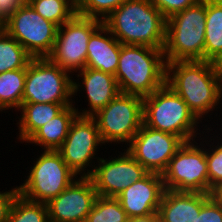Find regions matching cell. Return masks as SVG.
<instances>
[{
  "instance_id": "14",
  "label": "cell",
  "mask_w": 222,
  "mask_h": 222,
  "mask_svg": "<svg viewBox=\"0 0 222 222\" xmlns=\"http://www.w3.org/2000/svg\"><path fill=\"white\" fill-rule=\"evenodd\" d=\"M114 157H100L89 176L98 196L115 197L131 184L141 180L149 172L126 149ZM111 157V158H110Z\"/></svg>"
},
{
  "instance_id": "26",
  "label": "cell",
  "mask_w": 222,
  "mask_h": 222,
  "mask_svg": "<svg viewBox=\"0 0 222 222\" xmlns=\"http://www.w3.org/2000/svg\"><path fill=\"white\" fill-rule=\"evenodd\" d=\"M7 222H50L46 203L33 202L17 195Z\"/></svg>"
},
{
  "instance_id": "36",
  "label": "cell",
  "mask_w": 222,
  "mask_h": 222,
  "mask_svg": "<svg viewBox=\"0 0 222 222\" xmlns=\"http://www.w3.org/2000/svg\"><path fill=\"white\" fill-rule=\"evenodd\" d=\"M75 11L78 8L79 0H65Z\"/></svg>"
},
{
  "instance_id": "24",
  "label": "cell",
  "mask_w": 222,
  "mask_h": 222,
  "mask_svg": "<svg viewBox=\"0 0 222 222\" xmlns=\"http://www.w3.org/2000/svg\"><path fill=\"white\" fill-rule=\"evenodd\" d=\"M32 56L0 27V73L27 68Z\"/></svg>"
},
{
  "instance_id": "23",
  "label": "cell",
  "mask_w": 222,
  "mask_h": 222,
  "mask_svg": "<svg viewBox=\"0 0 222 222\" xmlns=\"http://www.w3.org/2000/svg\"><path fill=\"white\" fill-rule=\"evenodd\" d=\"M26 68L0 73V113L16 112L22 105ZM14 108V109H13ZM6 110V111H5Z\"/></svg>"
},
{
  "instance_id": "11",
  "label": "cell",
  "mask_w": 222,
  "mask_h": 222,
  "mask_svg": "<svg viewBox=\"0 0 222 222\" xmlns=\"http://www.w3.org/2000/svg\"><path fill=\"white\" fill-rule=\"evenodd\" d=\"M103 21L75 14L58 27L56 41L48 58L71 75L86 67L87 45L91 34Z\"/></svg>"
},
{
  "instance_id": "33",
  "label": "cell",
  "mask_w": 222,
  "mask_h": 222,
  "mask_svg": "<svg viewBox=\"0 0 222 222\" xmlns=\"http://www.w3.org/2000/svg\"><path fill=\"white\" fill-rule=\"evenodd\" d=\"M26 2L27 0H0V26Z\"/></svg>"
},
{
  "instance_id": "6",
  "label": "cell",
  "mask_w": 222,
  "mask_h": 222,
  "mask_svg": "<svg viewBox=\"0 0 222 222\" xmlns=\"http://www.w3.org/2000/svg\"><path fill=\"white\" fill-rule=\"evenodd\" d=\"M24 182L17 186L18 193L33 202L47 203L57 197L79 176L65 163L61 154L54 150H41Z\"/></svg>"
},
{
  "instance_id": "1",
  "label": "cell",
  "mask_w": 222,
  "mask_h": 222,
  "mask_svg": "<svg viewBox=\"0 0 222 222\" xmlns=\"http://www.w3.org/2000/svg\"><path fill=\"white\" fill-rule=\"evenodd\" d=\"M166 84L186 102L201 122L205 117L211 119L210 115H215L212 113L218 112V108L221 110L222 72L214 62L205 60L168 62Z\"/></svg>"
},
{
  "instance_id": "19",
  "label": "cell",
  "mask_w": 222,
  "mask_h": 222,
  "mask_svg": "<svg viewBox=\"0 0 222 222\" xmlns=\"http://www.w3.org/2000/svg\"><path fill=\"white\" fill-rule=\"evenodd\" d=\"M120 50L121 43L102 23L89 38L86 67L115 76Z\"/></svg>"
},
{
  "instance_id": "5",
  "label": "cell",
  "mask_w": 222,
  "mask_h": 222,
  "mask_svg": "<svg viewBox=\"0 0 222 222\" xmlns=\"http://www.w3.org/2000/svg\"><path fill=\"white\" fill-rule=\"evenodd\" d=\"M206 0H199L166 21L164 58L175 61L204 60Z\"/></svg>"
},
{
  "instance_id": "20",
  "label": "cell",
  "mask_w": 222,
  "mask_h": 222,
  "mask_svg": "<svg viewBox=\"0 0 222 222\" xmlns=\"http://www.w3.org/2000/svg\"><path fill=\"white\" fill-rule=\"evenodd\" d=\"M75 100L54 118L40 127L25 143L40 146L44 150L57 151L66 139L70 126L78 116Z\"/></svg>"
},
{
  "instance_id": "8",
  "label": "cell",
  "mask_w": 222,
  "mask_h": 222,
  "mask_svg": "<svg viewBox=\"0 0 222 222\" xmlns=\"http://www.w3.org/2000/svg\"><path fill=\"white\" fill-rule=\"evenodd\" d=\"M143 97L119 93L91 117L106 145L129 144L143 123ZM125 142V143H124ZM107 143V144H106ZM116 143V144H115Z\"/></svg>"
},
{
  "instance_id": "2",
  "label": "cell",
  "mask_w": 222,
  "mask_h": 222,
  "mask_svg": "<svg viewBox=\"0 0 222 222\" xmlns=\"http://www.w3.org/2000/svg\"><path fill=\"white\" fill-rule=\"evenodd\" d=\"M166 21L149 0H126L103 24L121 44L164 49Z\"/></svg>"
},
{
  "instance_id": "38",
  "label": "cell",
  "mask_w": 222,
  "mask_h": 222,
  "mask_svg": "<svg viewBox=\"0 0 222 222\" xmlns=\"http://www.w3.org/2000/svg\"><path fill=\"white\" fill-rule=\"evenodd\" d=\"M214 2H216L219 5H222V0H213Z\"/></svg>"
},
{
  "instance_id": "32",
  "label": "cell",
  "mask_w": 222,
  "mask_h": 222,
  "mask_svg": "<svg viewBox=\"0 0 222 222\" xmlns=\"http://www.w3.org/2000/svg\"><path fill=\"white\" fill-rule=\"evenodd\" d=\"M18 194L17 186L5 192L0 191V222H7L12 203Z\"/></svg>"
},
{
  "instance_id": "9",
  "label": "cell",
  "mask_w": 222,
  "mask_h": 222,
  "mask_svg": "<svg viewBox=\"0 0 222 222\" xmlns=\"http://www.w3.org/2000/svg\"><path fill=\"white\" fill-rule=\"evenodd\" d=\"M72 78L48 57L32 58L26 68L22 103H73Z\"/></svg>"
},
{
  "instance_id": "28",
  "label": "cell",
  "mask_w": 222,
  "mask_h": 222,
  "mask_svg": "<svg viewBox=\"0 0 222 222\" xmlns=\"http://www.w3.org/2000/svg\"><path fill=\"white\" fill-rule=\"evenodd\" d=\"M44 19L61 27L76 11L65 0H27Z\"/></svg>"
},
{
  "instance_id": "4",
  "label": "cell",
  "mask_w": 222,
  "mask_h": 222,
  "mask_svg": "<svg viewBox=\"0 0 222 222\" xmlns=\"http://www.w3.org/2000/svg\"><path fill=\"white\" fill-rule=\"evenodd\" d=\"M142 116L144 125L179 136L184 142L197 140L205 130H200L202 122L166 83L151 95L143 97Z\"/></svg>"
},
{
  "instance_id": "10",
  "label": "cell",
  "mask_w": 222,
  "mask_h": 222,
  "mask_svg": "<svg viewBox=\"0 0 222 222\" xmlns=\"http://www.w3.org/2000/svg\"><path fill=\"white\" fill-rule=\"evenodd\" d=\"M33 58L48 57L54 47L58 26L44 19L26 2L0 26Z\"/></svg>"
},
{
  "instance_id": "15",
  "label": "cell",
  "mask_w": 222,
  "mask_h": 222,
  "mask_svg": "<svg viewBox=\"0 0 222 222\" xmlns=\"http://www.w3.org/2000/svg\"><path fill=\"white\" fill-rule=\"evenodd\" d=\"M98 197L90 177H78L57 197L50 199V222H85Z\"/></svg>"
},
{
  "instance_id": "30",
  "label": "cell",
  "mask_w": 222,
  "mask_h": 222,
  "mask_svg": "<svg viewBox=\"0 0 222 222\" xmlns=\"http://www.w3.org/2000/svg\"><path fill=\"white\" fill-rule=\"evenodd\" d=\"M152 5H154L162 15L168 19L172 15L181 12L194 5L199 0H149Z\"/></svg>"
},
{
  "instance_id": "25",
  "label": "cell",
  "mask_w": 222,
  "mask_h": 222,
  "mask_svg": "<svg viewBox=\"0 0 222 222\" xmlns=\"http://www.w3.org/2000/svg\"><path fill=\"white\" fill-rule=\"evenodd\" d=\"M205 124H206L204 126L205 131L203 132V134L201 136H202L203 140L206 138L204 140V142L207 145V147H206V161H207V170H208V179H209V193H210L211 189L217 183L222 181V138L220 135V134H222V128L217 127V129H219V131L221 133H219L217 135L216 134L213 135V134H209V133H211L210 131L213 130L211 125H210V127H208L209 125H207V123H205ZM206 133H207V135H206ZM203 135H204V137H203ZM210 135H213V136L211 137ZM209 136H210V139H209ZM212 140H213V142H211Z\"/></svg>"
},
{
  "instance_id": "7",
  "label": "cell",
  "mask_w": 222,
  "mask_h": 222,
  "mask_svg": "<svg viewBox=\"0 0 222 222\" xmlns=\"http://www.w3.org/2000/svg\"><path fill=\"white\" fill-rule=\"evenodd\" d=\"M161 176L166 190L209 194L206 145L201 136L184 142Z\"/></svg>"
},
{
  "instance_id": "16",
  "label": "cell",
  "mask_w": 222,
  "mask_h": 222,
  "mask_svg": "<svg viewBox=\"0 0 222 222\" xmlns=\"http://www.w3.org/2000/svg\"><path fill=\"white\" fill-rule=\"evenodd\" d=\"M76 75L77 81L73 77V100L78 92L80 94V92L84 91L85 94L87 93L86 96H81L86 97L89 106L80 110L77 107L78 116L91 117L98 110L106 107L120 93L114 75L87 67L77 72ZM79 80H81L82 84Z\"/></svg>"
},
{
  "instance_id": "12",
  "label": "cell",
  "mask_w": 222,
  "mask_h": 222,
  "mask_svg": "<svg viewBox=\"0 0 222 222\" xmlns=\"http://www.w3.org/2000/svg\"><path fill=\"white\" fill-rule=\"evenodd\" d=\"M103 145L105 146L96 121L90 116H77L57 151L75 174L79 177H89L95 168V161L100 159L97 155Z\"/></svg>"
},
{
  "instance_id": "35",
  "label": "cell",
  "mask_w": 222,
  "mask_h": 222,
  "mask_svg": "<svg viewBox=\"0 0 222 222\" xmlns=\"http://www.w3.org/2000/svg\"><path fill=\"white\" fill-rule=\"evenodd\" d=\"M210 197L220 204H222V181L217 183L210 191Z\"/></svg>"
},
{
  "instance_id": "18",
  "label": "cell",
  "mask_w": 222,
  "mask_h": 222,
  "mask_svg": "<svg viewBox=\"0 0 222 222\" xmlns=\"http://www.w3.org/2000/svg\"><path fill=\"white\" fill-rule=\"evenodd\" d=\"M209 198L207 193L165 189L158 209L160 222H195L202 205Z\"/></svg>"
},
{
  "instance_id": "13",
  "label": "cell",
  "mask_w": 222,
  "mask_h": 222,
  "mask_svg": "<svg viewBox=\"0 0 222 222\" xmlns=\"http://www.w3.org/2000/svg\"><path fill=\"white\" fill-rule=\"evenodd\" d=\"M183 143L179 136L152 129L142 123L125 148L149 173L162 175Z\"/></svg>"
},
{
  "instance_id": "22",
  "label": "cell",
  "mask_w": 222,
  "mask_h": 222,
  "mask_svg": "<svg viewBox=\"0 0 222 222\" xmlns=\"http://www.w3.org/2000/svg\"><path fill=\"white\" fill-rule=\"evenodd\" d=\"M222 55V5L206 0L204 60L215 62Z\"/></svg>"
},
{
  "instance_id": "31",
  "label": "cell",
  "mask_w": 222,
  "mask_h": 222,
  "mask_svg": "<svg viewBox=\"0 0 222 222\" xmlns=\"http://www.w3.org/2000/svg\"><path fill=\"white\" fill-rule=\"evenodd\" d=\"M195 222H222V204L211 197L202 205Z\"/></svg>"
},
{
  "instance_id": "17",
  "label": "cell",
  "mask_w": 222,
  "mask_h": 222,
  "mask_svg": "<svg viewBox=\"0 0 222 222\" xmlns=\"http://www.w3.org/2000/svg\"><path fill=\"white\" fill-rule=\"evenodd\" d=\"M162 176L148 173L116 196L128 217L146 216L158 212L164 193Z\"/></svg>"
},
{
  "instance_id": "37",
  "label": "cell",
  "mask_w": 222,
  "mask_h": 222,
  "mask_svg": "<svg viewBox=\"0 0 222 222\" xmlns=\"http://www.w3.org/2000/svg\"><path fill=\"white\" fill-rule=\"evenodd\" d=\"M214 64L222 72V55L214 62Z\"/></svg>"
},
{
  "instance_id": "27",
  "label": "cell",
  "mask_w": 222,
  "mask_h": 222,
  "mask_svg": "<svg viewBox=\"0 0 222 222\" xmlns=\"http://www.w3.org/2000/svg\"><path fill=\"white\" fill-rule=\"evenodd\" d=\"M127 213L115 197L98 196L85 222H126Z\"/></svg>"
},
{
  "instance_id": "34",
  "label": "cell",
  "mask_w": 222,
  "mask_h": 222,
  "mask_svg": "<svg viewBox=\"0 0 222 222\" xmlns=\"http://www.w3.org/2000/svg\"><path fill=\"white\" fill-rule=\"evenodd\" d=\"M126 222H160V217L158 212H156L146 216L128 217Z\"/></svg>"
},
{
  "instance_id": "21",
  "label": "cell",
  "mask_w": 222,
  "mask_h": 222,
  "mask_svg": "<svg viewBox=\"0 0 222 222\" xmlns=\"http://www.w3.org/2000/svg\"><path fill=\"white\" fill-rule=\"evenodd\" d=\"M73 103H22L18 112L16 125L18 127L17 139L20 143L26 142L40 127L54 118L65 107ZM20 117V118H19Z\"/></svg>"
},
{
  "instance_id": "3",
  "label": "cell",
  "mask_w": 222,
  "mask_h": 222,
  "mask_svg": "<svg viewBox=\"0 0 222 222\" xmlns=\"http://www.w3.org/2000/svg\"><path fill=\"white\" fill-rule=\"evenodd\" d=\"M115 78L120 93L146 97L166 83L163 49L121 44Z\"/></svg>"
},
{
  "instance_id": "29",
  "label": "cell",
  "mask_w": 222,
  "mask_h": 222,
  "mask_svg": "<svg viewBox=\"0 0 222 222\" xmlns=\"http://www.w3.org/2000/svg\"><path fill=\"white\" fill-rule=\"evenodd\" d=\"M126 0H79L76 14L103 21Z\"/></svg>"
}]
</instances>
